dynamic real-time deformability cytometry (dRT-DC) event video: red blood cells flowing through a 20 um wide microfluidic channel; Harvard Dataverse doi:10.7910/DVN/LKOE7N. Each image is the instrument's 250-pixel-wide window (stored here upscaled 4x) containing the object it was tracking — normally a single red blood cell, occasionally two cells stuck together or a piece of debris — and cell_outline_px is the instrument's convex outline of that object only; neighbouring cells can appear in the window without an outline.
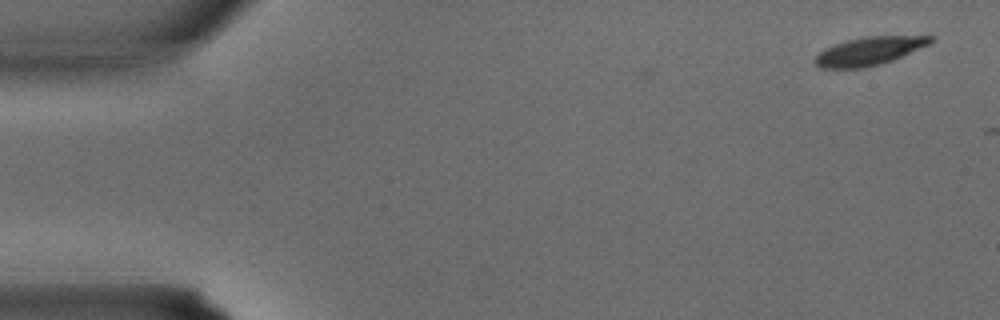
{"species": "common noctule bat (a hibernating species)", "species_latin": "Nyctalus noctula", "temperature_condition": "warm", "stored_images_in_passage": 2, "camera_frame_rate_fps": 3000, "um_per_image_px": 0.085, "animal": {"sex": "male", "body_mass_g": 15.6}, "frame": {"image": 1, "passage_image": 2, "time_ms": 0.333, "image_size_px": [1000, 320], "cell_outline_px": [[936, 36], [928, 44], [892, 60], [880, 64], [864, 68], [820, 68], [812, 60], [824, 48], [848, 40], [868, 36]], "centroid_in_image_um": [73.83, 4.35], "position_along_channel_um": 11.2, "area_um2": 18.67}}